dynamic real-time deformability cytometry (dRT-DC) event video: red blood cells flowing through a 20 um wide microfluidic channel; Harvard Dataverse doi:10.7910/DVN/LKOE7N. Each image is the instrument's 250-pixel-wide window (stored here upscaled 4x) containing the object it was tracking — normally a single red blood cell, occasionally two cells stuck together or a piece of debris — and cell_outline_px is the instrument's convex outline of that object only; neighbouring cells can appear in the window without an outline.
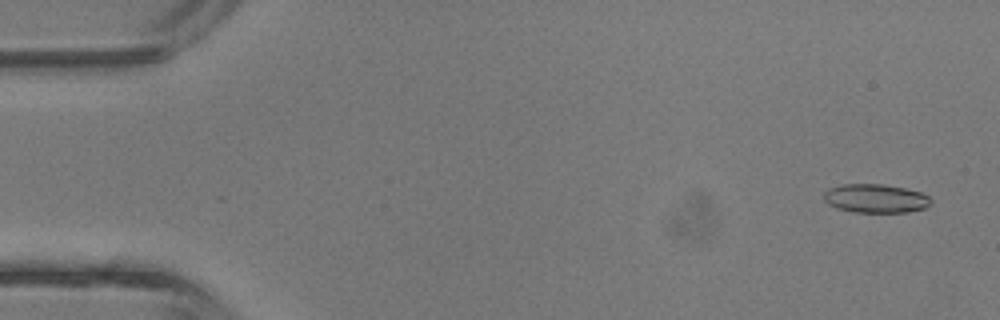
{"species": "common noctule bat (a hibernating species)", "species_latin": "Nyctalus noctula", "temperature_condition": "room temperature", "stored_images_in_passage": 41, "camera_frame_rate_fps": 3000, "um_per_image_px": 0.085, "animal": {"sex": "male", "body_mass_g": 13.3}, "frame": {"image": 1, "passage_image": 2, "time_ms": 0.333, "image_size_px": [1000, 320], "cell_outline_px": [[932, 204], [924, 208], [908, 212], [852, 212], [836, 208], [828, 204], [824, 200], [824, 192], [828, 188], [844, 184], [880, 184], [904, 188], [920, 192], [928, 196], [932, 200]], "centroid_in_image_um": [74.41, 16.87], "position_along_channel_um": 10.6, "area_um2": 17.98}}
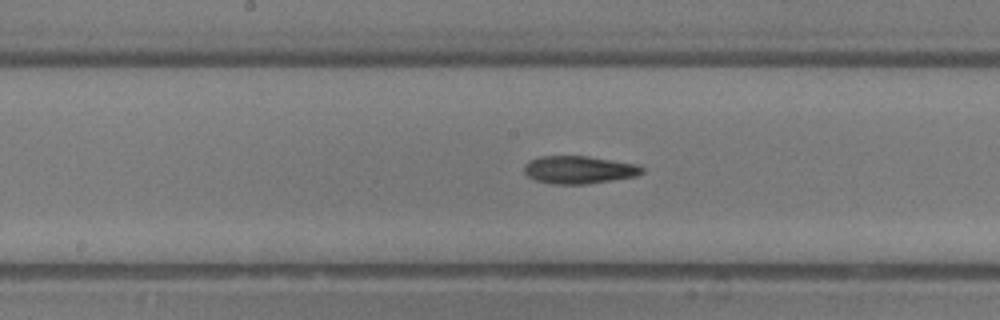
{"frame": {"image": 2, "passage_image": 21, "time_ms": 6.667, "image_size_px": [1000, 320], "cell_outline_px": [[644, 172], [636, 176], [612, 180], [584, 184], [552, 184], [532, 180], [524, 172], [524, 164], [528, 160], [540, 156], [588, 156], [636, 164], [644, 168]], "centroid_in_image_um": [49.17, 14.43], "position_along_channel_um": 199.0, "area_um2": 19.19}}
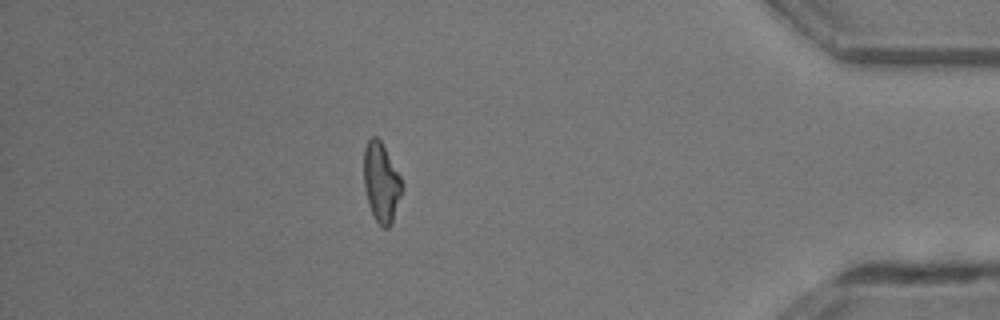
{"frame": {"image": 3, "passage_image": 36, "time_ms": 11.667, "image_size_px": [1000, 320], "cell_outline_px": [[404, 188], [392, 220], [388, 228], [384, 228], [376, 220], [368, 204], [364, 188], [364, 148], [368, 140], [372, 136], [376, 136], [380, 140], [400, 176], [404, 184]], "centroid_in_image_um": [32.41, 15.49], "position_along_channel_um": 402.8, "area_um2": 17.51}}